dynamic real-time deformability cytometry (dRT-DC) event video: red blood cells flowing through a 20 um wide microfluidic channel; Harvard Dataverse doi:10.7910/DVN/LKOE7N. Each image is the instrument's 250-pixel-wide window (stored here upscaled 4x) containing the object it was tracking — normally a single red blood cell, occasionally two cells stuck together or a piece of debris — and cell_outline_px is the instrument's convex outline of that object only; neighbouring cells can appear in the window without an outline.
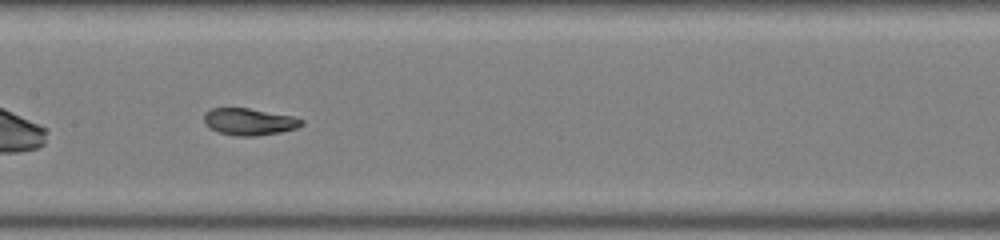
{"species": "common noctule bat (a hibernating species)", "species_latin": "Nyctalus noctula", "temperature_condition": "warm", "stored_images_in_passage": 36, "camera_frame_rate_fps": 3000, "um_per_image_px": 0.085, "animal": {"sex": "male", "body_mass_g": 19.0, "forearm_length_mm": 50.8}, "frame": {"image": 1, "passage_image": 11, "time_ms": 3.333, "image_size_px": [1000, 240], "cell_outline_px": [[304, 124], [296, 128], [280, 132], [256, 136], [236, 136], [220, 132], [208, 128], [204, 124], [204, 112], [212, 108], [248, 108], [292, 116], [304, 120]], "centroid_in_image_um": [21.16, 10.34], "position_along_channel_um": 186.2, "area_um2": 15.32}, "authors_computed_cell_mechanics": {"area_um2": 15.8372, "velocity_mm_per_s": 3.9922, "shape_relaxation_time_tau1_ms": 5.5091, "shape_relaxation_time_tau2_ms": 1.5073, "deformation_change_tau1": 0.1938, "deformation_change_tau2": 0.039}}